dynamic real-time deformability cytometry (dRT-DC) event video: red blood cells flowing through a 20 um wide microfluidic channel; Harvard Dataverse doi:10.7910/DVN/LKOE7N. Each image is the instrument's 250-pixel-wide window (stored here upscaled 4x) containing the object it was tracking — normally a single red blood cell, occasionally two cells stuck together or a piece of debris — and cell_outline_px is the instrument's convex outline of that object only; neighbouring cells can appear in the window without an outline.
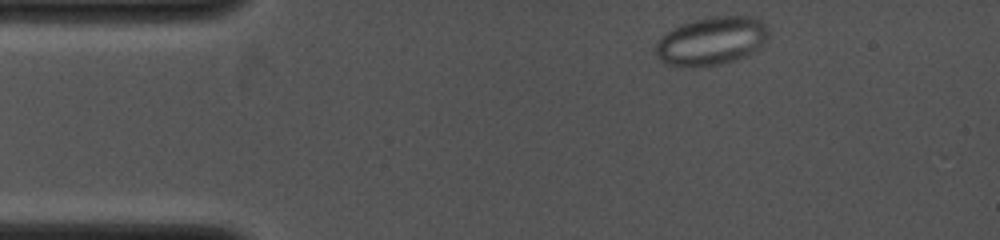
{"species": "common noctule bat (a hibernating species)", "species_latin": "Nyctalus noctula", "temperature_condition": "cold", "stored_images_in_passage": 39, "camera_frame_rate_fps": 4000, "um_per_image_px": 0.085, "animal": {"sex": "female", "body_mass_g": 19.0, "forearm_length_mm": 53.3}, "frame": {"image": 1, "passage_image": 2, "time_ms": 0.25, "image_size_px": [1000, 240], "cell_outline_px": [[768, 36], [764, 44], [752, 52], [736, 60], [720, 64], [676, 68], [664, 64], [660, 60], [656, 52], [656, 44], [668, 32], [684, 24], [696, 20], [712, 16], [752, 16], [760, 20], [768, 28]], "centroid_in_image_um": [60.49, 3.5], "position_along_channel_um": 24.5, "area_um2": 31.5}}
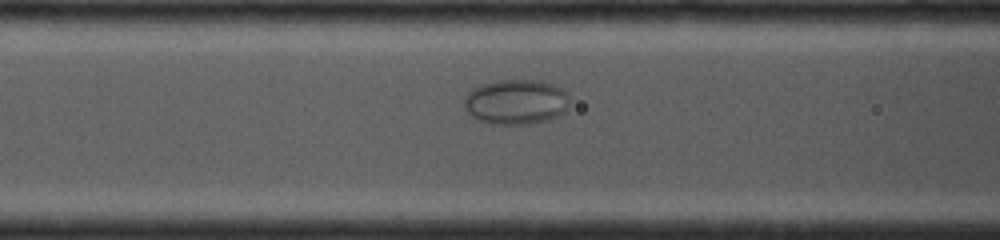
{"frame": {"image": 2, "passage_image": 17, "time_ms": 4.0, "image_size_px": [1000, 240], "cell_outline_px": [[568, 104], [564, 112], [548, 120], [532, 124], [492, 124], [480, 120], [472, 116], [464, 108], [464, 100], [468, 92], [472, 88], [484, 84], [500, 80], [540, 80], [556, 84], [564, 88], [568, 92]], "centroid_in_image_um": [43.89, 8.65], "position_along_channel_um": 122.7, "area_um2": 27.86}}
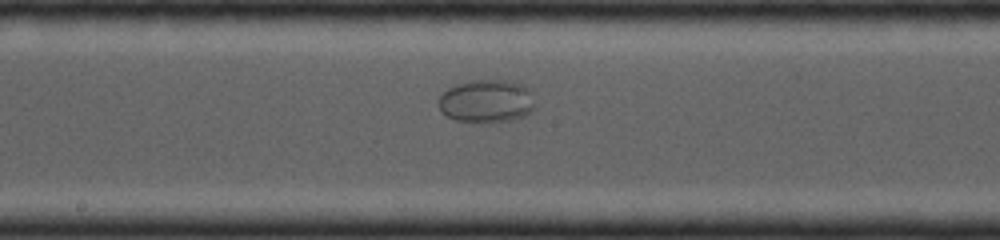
{"frame": {"image": 3, "passage_image": 25, "time_ms": 6.0, "image_size_px": [1000, 240], "cell_outline_px": [[536, 108], [532, 112], [524, 116], [512, 120], [488, 124], [472, 124], [456, 120], [440, 112], [436, 104], [436, 100], [448, 88], [456, 84], [472, 80], [504, 80], [520, 84], [528, 92]], "centroid_in_image_um": [41.28, 8.65], "position_along_channel_um": 206.9, "area_um2": 24.68}}